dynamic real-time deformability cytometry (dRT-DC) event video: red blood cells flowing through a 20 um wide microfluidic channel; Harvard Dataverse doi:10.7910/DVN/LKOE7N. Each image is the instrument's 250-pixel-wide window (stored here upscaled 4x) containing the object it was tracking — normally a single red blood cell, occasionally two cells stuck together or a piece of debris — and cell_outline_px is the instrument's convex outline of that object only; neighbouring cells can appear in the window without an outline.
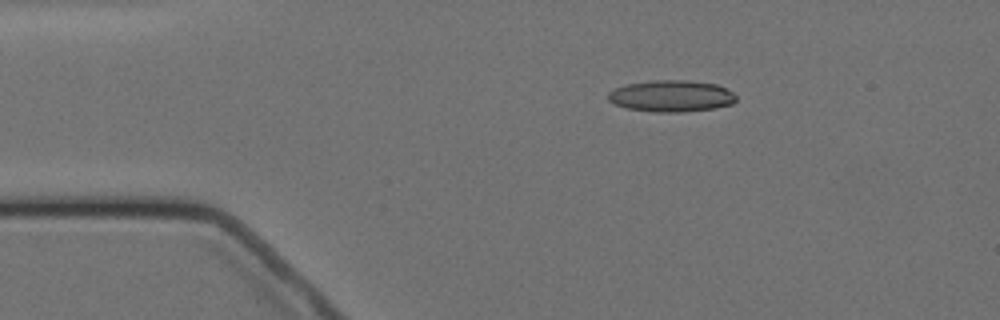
{"species": "Egyptian fruit bat (a non-hibernating species)", "species_latin": "Rousettus aegyptiacus", "temperature_condition": "cold", "stored_images_in_passage": 10, "camera_frame_rate_fps": 3000, "um_per_image_px": 0.085, "animal": {"sex": "female"}, "frame": {"image": 1, "passage_image": 2, "time_ms": 1.0, "image_size_px": [1000, 320], "cell_outline_px": [[736, 100], [732, 104], [716, 108], [680, 112], [656, 112], [628, 108], [616, 104], [608, 100], [608, 92], [616, 88], [628, 84], [652, 80], [684, 80], [716, 84], [732, 92], [736, 96]], "centroid_in_image_um": [57.08, 8.16], "position_along_channel_um": 27.9, "area_um2": 23.35}}
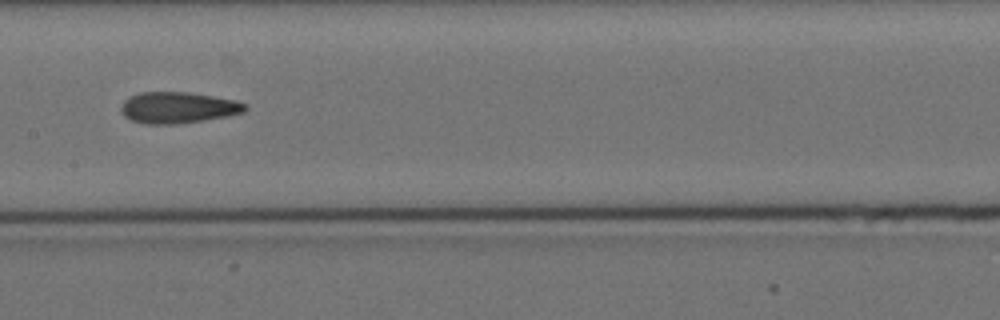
{"frame": {"image": 2, "passage_image": 7, "time_ms": 7.0, "image_size_px": [1000, 320], "cell_outline_px": [[248, 108], [244, 112], [228, 116], [204, 120], [176, 124], [144, 124], [132, 120], [124, 116], [120, 112], [120, 108], [124, 100], [128, 96], [140, 92], [188, 92], [236, 100], [248, 104]], "centroid_in_image_um": [15.12, 9.14], "position_along_channel_um": 192.3, "area_um2": 22.83}}
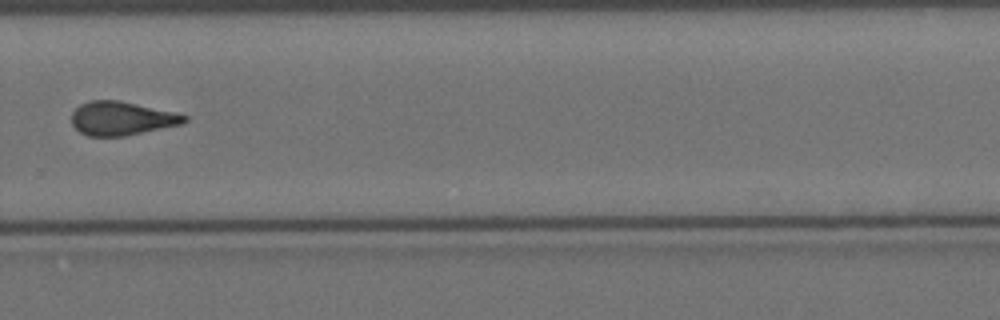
{"frame": {"image": 3, "passage_image": 10, "time_ms": 10.667, "image_size_px": [1000, 320], "cell_outline_px": [[188, 120], [184, 124], [124, 136], [88, 136], [80, 132], [72, 124], [72, 112], [80, 104], [88, 100], [120, 100], [172, 112], [188, 116]], "centroid_in_image_um": [10.33, 10.06], "position_along_channel_um": 319.5, "area_um2": 22.14}}